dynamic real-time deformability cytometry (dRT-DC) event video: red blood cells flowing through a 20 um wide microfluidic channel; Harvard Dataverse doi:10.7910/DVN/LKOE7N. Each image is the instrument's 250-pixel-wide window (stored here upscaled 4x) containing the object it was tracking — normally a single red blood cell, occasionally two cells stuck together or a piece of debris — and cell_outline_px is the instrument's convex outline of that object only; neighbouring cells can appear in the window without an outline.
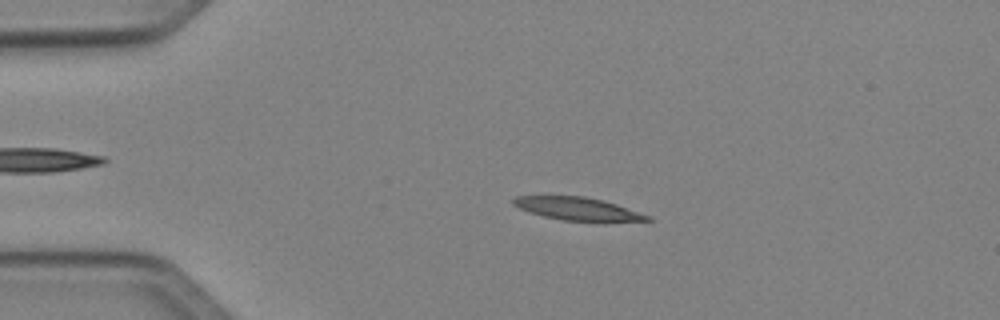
{"species": "Egyptian fruit bat (a non-hibernating species)", "species_latin": "Rousettus aegyptiacus", "temperature_condition": "cold", "stored_images_in_passage": 5, "camera_frame_rate_fps": 3000, "um_per_image_px": 0.085, "animal": {"sex": "female"}, "frame": {"image": 1, "passage_image": 3, "time_ms": 2.333, "image_size_px": [1000, 320], "cell_outline_px": [[652, 220], [604, 224], [560, 220], [528, 212], [512, 204], [512, 200], [516, 196], [584, 196], [604, 200], [652, 216]], "centroid_in_image_um": [49.22, 17.8], "position_along_channel_um": 35.8, "area_um2": 18.79}}
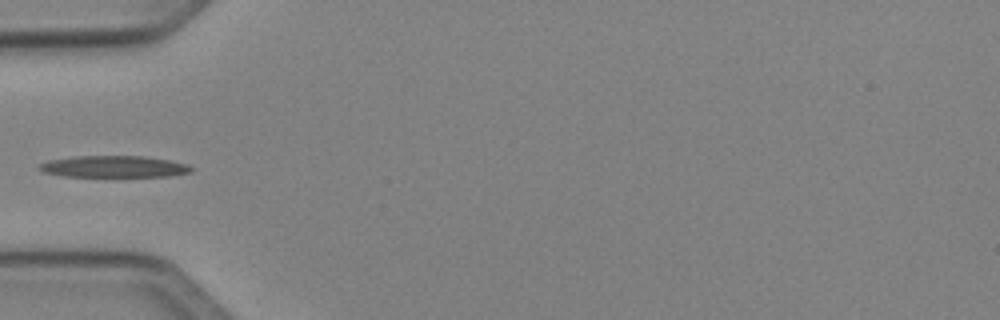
{"frame": {"image": 2, "passage_image": 5, "time_ms": 4.333, "image_size_px": [1000, 320], "cell_outline_px": [[196, 168], [192, 172], [172, 176], [64, 176], [44, 172], [36, 168], [40, 164], [48, 160], [76, 156], [144, 156], [172, 160], [188, 164]], "centroid_in_image_um": [9.75, 14.15], "position_along_channel_um": 75.2, "area_um2": 19.31}}